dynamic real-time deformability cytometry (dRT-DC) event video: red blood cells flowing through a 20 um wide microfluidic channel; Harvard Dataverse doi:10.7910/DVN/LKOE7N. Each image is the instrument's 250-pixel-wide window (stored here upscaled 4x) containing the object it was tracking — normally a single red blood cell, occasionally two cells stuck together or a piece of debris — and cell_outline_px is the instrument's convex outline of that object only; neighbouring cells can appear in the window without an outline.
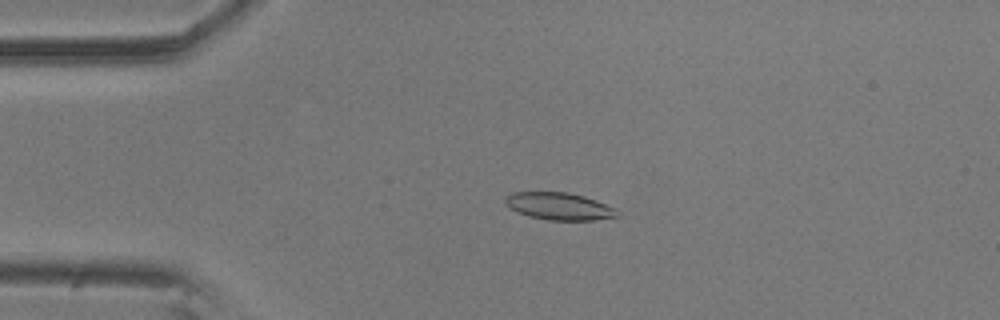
{"species": "common noctule bat (a hibernating species)", "species_latin": "Nyctalus noctula", "temperature_condition": "room temperature", "stored_images_in_passage": 57, "camera_frame_rate_fps": 3000, "um_per_image_px": 0.085, "animal": {"sex": "male", "body_mass_g": 20.5, "forearm_length_mm": 52.5}, "frame": {"image": 1, "passage_image": 13, "time_ms": 4.0, "image_size_px": [1000, 320], "cell_outline_px": [[620, 216], [596, 220], [548, 220], [528, 216], [504, 204], [504, 200], [512, 192], [568, 192], [584, 196], [616, 208]], "centroid_in_image_um": [47.56, 17.53], "position_along_channel_um": 37.4, "area_um2": 17.74}}
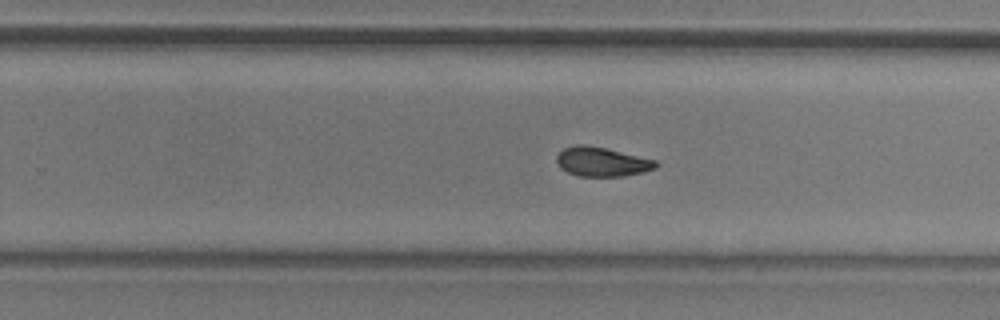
{"frame": {"image": 2, "passage_image": 36, "time_ms": 11.667, "image_size_px": [1000, 320], "cell_outline_px": [[660, 164], [656, 168], [624, 176], [580, 176], [568, 172], [560, 168], [556, 160], [556, 156], [564, 148], [576, 144], [584, 144], [604, 148], [656, 160]], "centroid_in_image_um": [51.14, 13.75], "position_along_channel_um": 278.7, "area_um2": 16.76}}
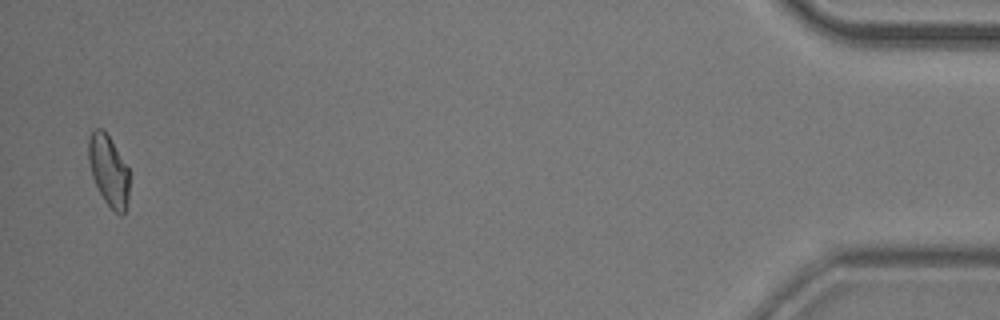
{"frame": {"image": 3, "passage_image": 56, "time_ms": 18.333, "image_size_px": [1000, 320], "cell_outline_px": [[128, 200], [124, 212], [120, 216], [104, 200], [92, 176], [88, 160], [88, 140], [92, 132], [96, 128], [100, 128], [108, 136], [128, 168]], "centroid_in_image_um": [9.22, 14.51], "position_along_channel_um": 426.0, "area_um2": 16.36}, "authors_computed_cell_mechanics": {"area_um2": 17.4556, "velocity_mm_per_s": 3.5442, "shape_relaxation_time_tau1_ms": 5.8008, "shape_relaxation_time_tau2_ms": 2.9439, "deformation_change_tau1": 0.1494, "deformation_change_tau2": 0.0763}}